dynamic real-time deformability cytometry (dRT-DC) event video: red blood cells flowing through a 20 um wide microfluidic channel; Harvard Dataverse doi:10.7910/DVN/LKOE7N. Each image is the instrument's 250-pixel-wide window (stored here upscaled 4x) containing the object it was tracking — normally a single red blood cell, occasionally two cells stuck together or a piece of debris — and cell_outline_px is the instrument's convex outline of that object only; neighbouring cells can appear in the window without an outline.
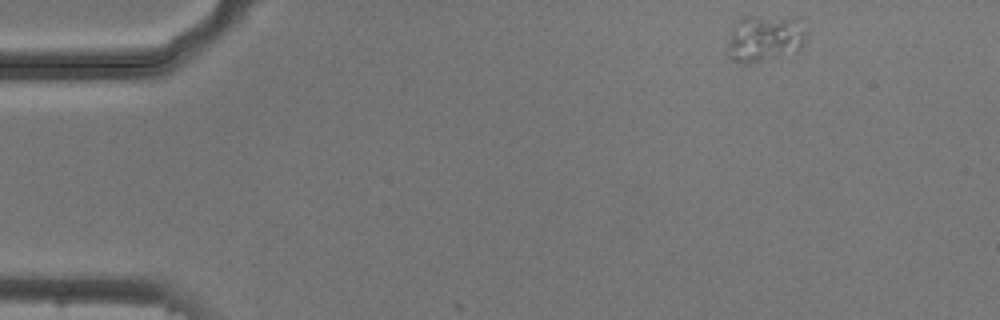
{"species": "common noctule bat (a hibernating species)", "species_latin": "Nyctalus noctula", "temperature_condition": "cold", "stored_images_in_passage": 11, "camera_frame_rate_fps": 3000, "um_per_image_px": 0.085, "animal": {"sex": "male", "body_mass_g": 20.5, "forearm_length_mm": 52.5}, "frame": {"image": 1, "passage_image": 1, "time_ms": 0.0, "image_size_px": [1000, 320], "cell_outline_px": [[808, 32], [804, 44], [796, 52], [744, 64], [740, 64], [732, 60], [728, 56], [728, 40], [732, 28], [740, 16], [800, 16]], "centroid_in_image_um": [65.06, 3.21], "position_along_channel_um": 19.9, "area_um2": 22.2}}